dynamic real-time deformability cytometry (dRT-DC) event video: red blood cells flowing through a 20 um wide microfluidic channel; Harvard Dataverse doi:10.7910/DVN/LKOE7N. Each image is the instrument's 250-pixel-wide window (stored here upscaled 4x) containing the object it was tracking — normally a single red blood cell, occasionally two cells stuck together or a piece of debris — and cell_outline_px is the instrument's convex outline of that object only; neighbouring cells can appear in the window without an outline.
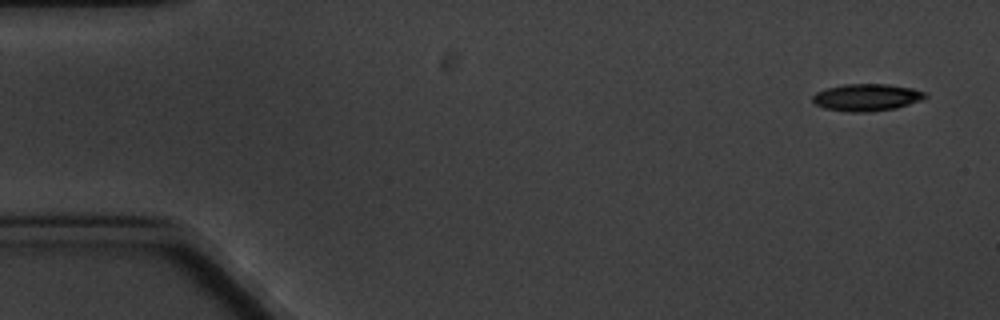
{"species": "common noctule bat (a hibernating species)", "species_latin": "Nyctalus noctula", "temperature_condition": "cold", "stored_images_in_passage": 5, "camera_frame_rate_fps": 3000, "um_per_image_px": 0.085, "animal": {"sex": "male", "body_mass_g": 20.1, "forearm_length_mm": 53.5}, "frame": {"image": 1, "passage_image": 1, "time_ms": 0.0, "image_size_px": [1000, 320], "cell_outline_px": [[928, 96], [920, 100], [896, 108], [872, 112], [848, 112], [824, 108], [816, 104], [812, 100], [812, 96], [816, 92], [824, 88], [844, 84], [888, 84], [912, 88], [924, 92]], "centroid_in_image_um": [73.63, 8.28], "position_along_channel_um": 11.4, "area_um2": 17.86}}
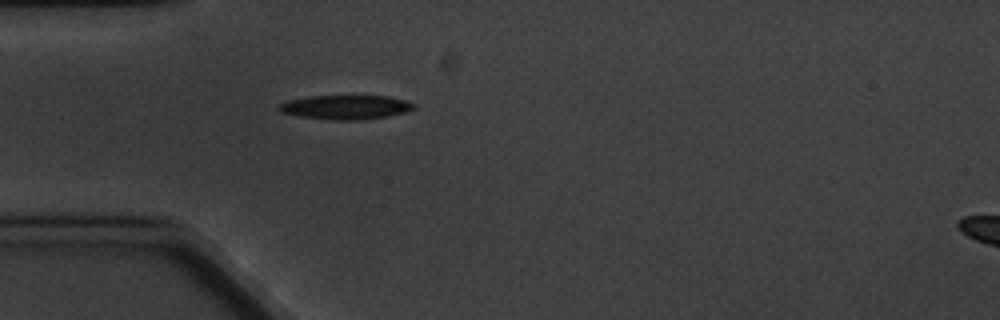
{"frame": {"image": 2, "passage_image": 5, "time_ms": 4.667, "image_size_px": [1000, 320], "cell_outline_px": [[416, 108], [404, 112], [388, 116], [360, 120], [332, 120], [300, 116], [280, 112], [276, 108], [280, 104], [288, 100], [308, 96], [388, 96], [408, 100], [416, 104]], "centroid_in_image_um": [29.4, 9.11], "position_along_channel_um": 55.6, "area_um2": 19.13}}